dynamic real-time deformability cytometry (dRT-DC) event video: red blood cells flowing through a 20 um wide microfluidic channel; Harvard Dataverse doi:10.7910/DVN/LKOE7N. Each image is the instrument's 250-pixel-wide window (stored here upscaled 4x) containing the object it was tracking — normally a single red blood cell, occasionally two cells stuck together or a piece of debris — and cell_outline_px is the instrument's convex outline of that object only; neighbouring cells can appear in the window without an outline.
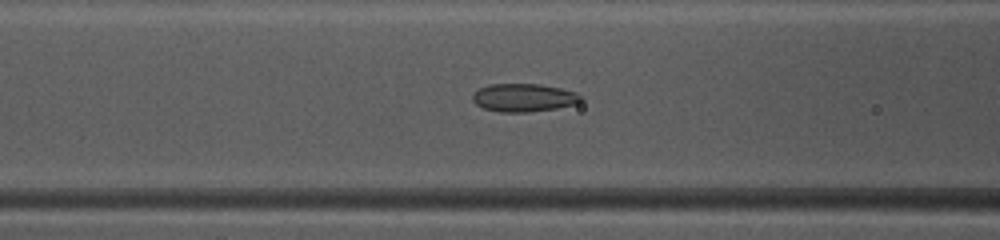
{"species": "common noctule bat (a hibernating species)", "species_latin": "Nyctalus noctula", "temperature_condition": "warm", "stored_images_in_passage": 48, "camera_frame_rate_fps": 3000, "um_per_image_px": 0.085, "animal": {"sex": "female", "body_mass_g": 10.0, "forearm_length_mm": 53.1}, "frame": {"image": 1, "passage_image": 20, "time_ms": 6.333, "image_size_px": [1000, 240], "cell_outline_px": [[584, 100], [576, 104], [556, 108], [528, 112], [500, 112], [484, 108], [476, 104], [472, 100], [472, 96], [480, 88], [488, 84], [540, 84], [560, 88], [576, 92], [584, 96]], "centroid_in_image_um": [44.56, 8.3], "position_along_channel_um": 122.0, "area_um2": 17.8}}
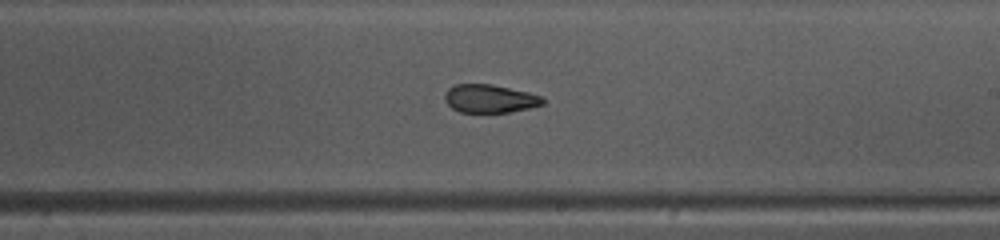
{"frame": {"image": 2, "passage_image": 29, "time_ms": 9.333, "image_size_px": [1000, 240], "cell_outline_px": [[544, 104], [512, 112], [460, 112], [452, 108], [444, 100], [444, 96], [448, 88], [456, 84], [492, 84], [528, 92], [544, 96]], "centroid_in_image_um": [41.64, 8.38], "position_along_channel_um": 247.4, "area_um2": 16.18}}
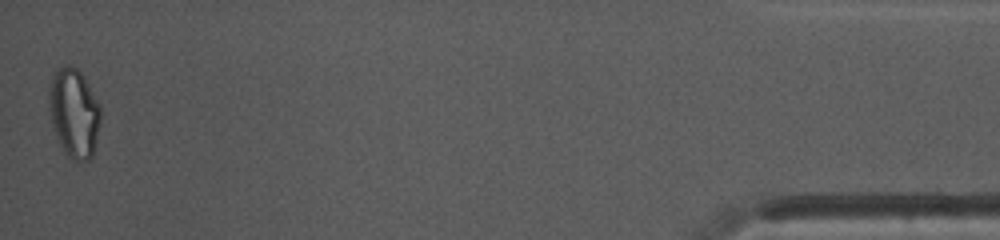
{"frame": {"image": 3, "passage_image": 48, "time_ms": 15.667, "image_size_px": [1000, 240], "cell_outline_px": [[100, 124], [92, 156], [88, 160], [76, 160], [68, 156], [64, 152], [56, 136], [52, 124], [48, 108], [48, 88], [56, 72], [60, 68], [68, 64], [76, 68], [84, 76], [100, 108]], "centroid_in_image_um": [6.27, 9.6], "position_along_channel_um": 428.9, "area_um2": 26.47}, "authors_computed_cell_mechanics": {"area_um2": 18.785, "velocity_mm_per_s": 4.1674, "shape_relaxation_time_tau1_ms": 5.5688, "shape_relaxation_time_tau2_ms": 1.5767, "deformation_change_tau1": 0.1609, "deformation_change_tau2": 0.0709}}